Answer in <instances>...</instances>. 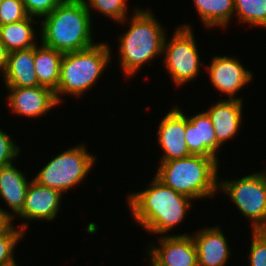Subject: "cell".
<instances>
[{
	"instance_id": "ba28073f",
	"label": "cell",
	"mask_w": 266,
	"mask_h": 266,
	"mask_svg": "<svg viewBox=\"0 0 266 266\" xmlns=\"http://www.w3.org/2000/svg\"><path fill=\"white\" fill-rule=\"evenodd\" d=\"M170 42L164 41V64L176 85L195 79L200 70V58L195 37L189 24L178 26Z\"/></svg>"
},
{
	"instance_id": "8fae6325",
	"label": "cell",
	"mask_w": 266,
	"mask_h": 266,
	"mask_svg": "<svg viewBox=\"0 0 266 266\" xmlns=\"http://www.w3.org/2000/svg\"><path fill=\"white\" fill-rule=\"evenodd\" d=\"M6 88L10 91L7 101L12 112L17 115L29 118L40 117L59 104L55 92L45 86Z\"/></svg>"
},
{
	"instance_id": "7c38bea8",
	"label": "cell",
	"mask_w": 266,
	"mask_h": 266,
	"mask_svg": "<svg viewBox=\"0 0 266 266\" xmlns=\"http://www.w3.org/2000/svg\"><path fill=\"white\" fill-rule=\"evenodd\" d=\"M212 85L221 93L236 99L235 93L252 80V73L245 69L241 62L233 57L214 56L207 67Z\"/></svg>"
},
{
	"instance_id": "f1b7e54d",
	"label": "cell",
	"mask_w": 266,
	"mask_h": 266,
	"mask_svg": "<svg viewBox=\"0 0 266 266\" xmlns=\"http://www.w3.org/2000/svg\"><path fill=\"white\" fill-rule=\"evenodd\" d=\"M14 218L13 214L0 207V235L4 234L13 225L12 220Z\"/></svg>"
},
{
	"instance_id": "7a4b0ae2",
	"label": "cell",
	"mask_w": 266,
	"mask_h": 266,
	"mask_svg": "<svg viewBox=\"0 0 266 266\" xmlns=\"http://www.w3.org/2000/svg\"><path fill=\"white\" fill-rule=\"evenodd\" d=\"M90 14L82 0H63L42 20L41 44L62 53L94 46Z\"/></svg>"
},
{
	"instance_id": "44dd1931",
	"label": "cell",
	"mask_w": 266,
	"mask_h": 266,
	"mask_svg": "<svg viewBox=\"0 0 266 266\" xmlns=\"http://www.w3.org/2000/svg\"><path fill=\"white\" fill-rule=\"evenodd\" d=\"M201 22L208 28L226 26L234 15V0H194Z\"/></svg>"
},
{
	"instance_id": "2e32d148",
	"label": "cell",
	"mask_w": 266,
	"mask_h": 266,
	"mask_svg": "<svg viewBox=\"0 0 266 266\" xmlns=\"http://www.w3.org/2000/svg\"><path fill=\"white\" fill-rule=\"evenodd\" d=\"M241 98L219 101L206 111L214 126V132L220 145L237 134L242 120Z\"/></svg>"
},
{
	"instance_id": "9a60e30c",
	"label": "cell",
	"mask_w": 266,
	"mask_h": 266,
	"mask_svg": "<svg viewBox=\"0 0 266 266\" xmlns=\"http://www.w3.org/2000/svg\"><path fill=\"white\" fill-rule=\"evenodd\" d=\"M191 236L197 251L198 266H226L231 251L218 226L206 227Z\"/></svg>"
},
{
	"instance_id": "52a82bcc",
	"label": "cell",
	"mask_w": 266,
	"mask_h": 266,
	"mask_svg": "<svg viewBox=\"0 0 266 266\" xmlns=\"http://www.w3.org/2000/svg\"><path fill=\"white\" fill-rule=\"evenodd\" d=\"M218 189L229 195L239 211L253 220L252 230H266V172H255L238 180L221 181Z\"/></svg>"
},
{
	"instance_id": "ac0fdd59",
	"label": "cell",
	"mask_w": 266,
	"mask_h": 266,
	"mask_svg": "<svg viewBox=\"0 0 266 266\" xmlns=\"http://www.w3.org/2000/svg\"><path fill=\"white\" fill-rule=\"evenodd\" d=\"M24 175L13 164L0 167V197L14 211V215H18L22 211L31 183Z\"/></svg>"
},
{
	"instance_id": "3957f363",
	"label": "cell",
	"mask_w": 266,
	"mask_h": 266,
	"mask_svg": "<svg viewBox=\"0 0 266 266\" xmlns=\"http://www.w3.org/2000/svg\"><path fill=\"white\" fill-rule=\"evenodd\" d=\"M218 159L201 155L161 162L155 177L191 199L214 196L218 190Z\"/></svg>"
},
{
	"instance_id": "9c48e42d",
	"label": "cell",
	"mask_w": 266,
	"mask_h": 266,
	"mask_svg": "<svg viewBox=\"0 0 266 266\" xmlns=\"http://www.w3.org/2000/svg\"><path fill=\"white\" fill-rule=\"evenodd\" d=\"M160 246H150L147 252L156 266H198L197 251L191 235H166Z\"/></svg>"
},
{
	"instance_id": "cb8c5ba5",
	"label": "cell",
	"mask_w": 266,
	"mask_h": 266,
	"mask_svg": "<svg viewBox=\"0 0 266 266\" xmlns=\"http://www.w3.org/2000/svg\"><path fill=\"white\" fill-rule=\"evenodd\" d=\"M89 11L95 9L117 22L127 20V4L125 0H82Z\"/></svg>"
},
{
	"instance_id": "ffe728a7",
	"label": "cell",
	"mask_w": 266,
	"mask_h": 266,
	"mask_svg": "<svg viewBox=\"0 0 266 266\" xmlns=\"http://www.w3.org/2000/svg\"><path fill=\"white\" fill-rule=\"evenodd\" d=\"M37 22L33 17L28 16L26 19L0 26V41L6 46L8 52L28 49L37 45L35 32L31 24Z\"/></svg>"
},
{
	"instance_id": "5b68a950",
	"label": "cell",
	"mask_w": 266,
	"mask_h": 266,
	"mask_svg": "<svg viewBox=\"0 0 266 266\" xmlns=\"http://www.w3.org/2000/svg\"><path fill=\"white\" fill-rule=\"evenodd\" d=\"M110 48L106 43L81 50L63 53L60 69V81L55 96L60 103V94L80 97L104 71L110 62Z\"/></svg>"
},
{
	"instance_id": "30bf717a",
	"label": "cell",
	"mask_w": 266,
	"mask_h": 266,
	"mask_svg": "<svg viewBox=\"0 0 266 266\" xmlns=\"http://www.w3.org/2000/svg\"><path fill=\"white\" fill-rule=\"evenodd\" d=\"M177 106L172 108L159 124L158 142L165 152L161 162L191 156L185 141L186 115Z\"/></svg>"
},
{
	"instance_id": "e0dca14e",
	"label": "cell",
	"mask_w": 266,
	"mask_h": 266,
	"mask_svg": "<svg viewBox=\"0 0 266 266\" xmlns=\"http://www.w3.org/2000/svg\"><path fill=\"white\" fill-rule=\"evenodd\" d=\"M3 78L5 87L39 86L34 70V47L10 52Z\"/></svg>"
},
{
	"instance_id": "d6986e66",
	"label": "cell",
	"mask_w": 266,
	"mask_h": 266,
	"mask_svg": "<svg viewBox=\"0 0 266 266\" xmlns=\"http://www.w3.org/2000/svg\"><path fill=\"white\" fill-rule=\"evenodd\" d=\"M38 46H34V70L39 85L48 87L55 92L60 81L63 53L43 44Z\"/></svg>"
},
{
	"instance_id": "7402d4cb",
	"label": "cell",
	"mask_w": 266,
	"mask_h": 266,
	"mask_svg": "<svg viewBox=\"0 0 266 266\" xmlns=\"http://www.w3.org/2000/svg\"><path fill=\"white\" fill-rule=\"evenodd\" d=\"M234 15L240 22L266 28V0H234Z\"/></svg>"
},
{
	"instance_id": "4316f807",
	"label": "cell",
	"mask_w": 266,
	"mask_h": 266,
	"mask_svg": "<svg viewBox=\"0 0 266 266\" xmlns=\"http://www.w3.org/2000/svg\"><path fill=\"white\" fill-rule=\"evenodd\" d=\"M63 0H22L28 16L45 17Z\"/></svg>"
},
{
	"instance_id": "277c9868",
	"label": "cell",
	"mask_w": 266,
	"mask_h": 266,
	"mask_svg": "<svg viewBox=\"0 0 266 266\" xmlns=\"http://www.w3.org/2000/svg\"><path fill=\"white\" fill-rule=\"evenodd\" d=\"M131 16L129 30L119 38V59L127 78L163 53L167 36L149 10L137 9Z\"/></svg>"
},
{
	"instance_id": "8992f818",
	"label": "cell",
	"mask_w": 266,
	"mask_h": 266,
	"mask_svg": "<svg viewBox=\"0 0 266 266\" xmlns=\"http://www.w3.org/2000/svg\"><path fill=\"white\" fill-rule=\"evenodd\" d=\"M95 159L82 145L69 148L43 166L33 180L63 194L85 179Z\"/></svg>"
},
{
	"instance_id": "603a6c76",
	"label": "cell",
	"mask_w": 266,
	"mask_h": 266,
	"mask_svg": "<svg viewBox=\"0 0 266 266\" xmlns=\"http://www.w3.org/2000/svg\"><path fill=\"white\" fill-rule=\"evenodd\" d=\"M28 223H22L19 230L11 226L4 234L0 235V266H17L14 257V247L24 236Z\"/></svg>"
},
{
	"instance_id": "4fadbf2b",
	"label": "cell",
	"mask_w": 266,
	"mask_h": 266,
	"mask_svg": "<svg viewBox=\"0 0 266 266\" xmlns=\"http://www.w3.org/2000/svg\"><path fill=\"white\" fill-rule=\"evenodd\" d=\"M185 141L191 155L218 159L217 151L221 145L217 141L214 126L206 111L186 117Z\"/></svg>"
},
{
	"instance_id": "f546056e",
	"label": "cell",
	"mask_w": 266,
	"mask_h": 266,
	"mask_svg": "<svg viewBox=\"0 0 266 266\" xmlns=\"http://www.w3.org/2000/svg\"><path fill=\"white\" fill-rule=\"evenodd\" d=\"M8 55L9 52L6 49V46L0 41V72L2 75L4 74L7 67Z\"/></svg>"
},
{
	"instance_id": "484cf974",
	"label": "cell",
	"mask_w": 266,
	"mask_h": 266,
	"mask_svg": "<svg viewBox=\"0 0 266 266\" xmlns=\"http://www.w3.org/2000/svg\"><path fill=\"white\" fill-rule=\"evenodd\" d=\"M250 266H266V230H252Z\"/></svg>"
},
{
	"instance_id": "6da1fadb",
	"label": "cell",
	"mask_w": 266,
	"mask_h": 266,
	"mask_svg": "<svg viewBox=\"0 0 266 266\" xmlns=\"http://www.w3.org/2000/svg\"><path fill=\"white\" fill-rule=\"evenodd\" d=\"M151 187L128 195V205L137 224L151 233L164 234L184 220L190 197L164 185L156 177Z\"/></svg>"
},
{
	"instance_id": "83f0119b",
	"label": "cell",
	"mask_w": 266,
	"mask_h": 266,
	"mask_svg": "<svg viewBox=\"0 0 266 266\" xmlns=\"http://www.w3.org/2000/svg\"><path fill=\"white\" fill-rule=\"evenodd\" d=\"M19 151L20 148L10 136L0 129V167L12 164V160L18 157Z\"/></svg>"
},
{
	"instance_id": "d4e9b609",
	"label": "cell",
	"mask_w": 266,
	"mask_h": 266,
	"mask_svg": "<svg viewBox=\"0 0 266 266\" xmlns=\"http://www.w3.org/2000/svg\"><path fill=\"white\" fill-rule=\"evenodd\" d=\"M27 17L22 0H4L0 3V26L16 23Z\"/></svg>"
},
{
	"instance_id": "5bb4252c",
	"label": "cell",
	"mask_w": 266,
	"mask_h": 266,
	"mask_svg": "<svg viewBox=\"0 0 266 266\" xmlns=\"http://www.w3.org/2000/svg\"><path fill=\"white\" fill-rule=\"evenodd\" d=\"M62 193L31 180L22 211L17 215L25 219L54 220L60 209Z\"/></svg>"
}]
</instances>
